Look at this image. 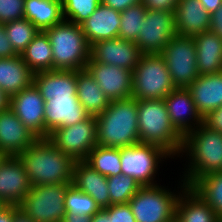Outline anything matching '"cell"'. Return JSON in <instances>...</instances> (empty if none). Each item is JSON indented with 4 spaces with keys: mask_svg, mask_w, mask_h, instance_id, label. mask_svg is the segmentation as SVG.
<instances>
[{
    "mask_svg": "<svg viewBox=\"0 0 222 222\" xmlns=\"http://www.w3.org/2000/svg\"><path fill=\"white\" fill-rule=\"evenodd\" d=\"M17 156L32 186L72 183L76 161L48 138H38Z\"/></svg>",
    "mask_w": 222,
    "mask_h": 222,
    "instance_id": "6da1fadb",
    "label": "cell"
},
{
    "mask_svg": "<svg viewBox=\"0 0 222 222\" xmlns=\"http://www.w3.org/2000/svg\"><path fill=\"white\" fill-rule=\"evenodd\" d=\"M137 103L133 97L113 100L95 116L97 146L123 148L140 143Z\"/></svg>",
    "mask_w": 222,
    "mask_h": 222,
    "instance_id": "7a4b0ae2",
    "label": "cell"
},
{
    "mask_svg": "<svg viewBox=\"0 0 222 222\" xmlns=\"http://www.w3.org/2000/svg\"><path fill=\"white\" fill-rule=\"evenodd\" d=\"M183 153L189 162L181 178L191 186L205 174L222 170V134L202 123L184 136Z\"/></svg>",
    "mask_w": 222,
    "mask_h": 222,
    "instance_id": "3957f363",
    "label": "cell"
},
{
    "mask_svg": "<svg viewBox=\"0 0 222 222\" xmlns=\"http://www.w3.org/2000/svg\"><path fill=\"white\" fill-rule=\"evenodd\" d=\"M137 111L140 143L157 145L179 157L184 136L171 123L164 99L138 100Z\"/></svg>",
    "mask_w": 222,
    "mask_h": 222,
    "instance_id": "277c9868",
    "label": "cell"
},
{
    "mask_svg": "<svg viewBox=\"0 0 222 222\" xmlns=\"http://www.w3.org/2000/svg\"><path fill=\"white\" fill-rule=\"evenodd\" d=\"M44 32L53 51V70H83L90 60L88 44L81 25L63 20Z\"/></svg>",
    "mask_w": 222,
    "mask_h": 222,
    "instance_id": "5b68a950",
    "label": "cell"
},
{
    "mask_svg": "<svg viewBox=\"0 0 222 222\" xmlns=\"http://www.w3.org/2000/svg\"><path fill=\"white\" fill-rule=\"evenodd\" d=\"M132 79L131 97L137 100L164 99L176 88L160 54H142Z\"/></svg>",
    "mask_w": 222,
    "mask_h": 222,
    "instance_id": "8992f818",
    "label": "cell"
},
{
    "mask_svg": "<svg viewBox=\"0 0 222 222\" xmlns=\"http://www.w3.org/2000/svg\"><path fill=\"white\" fill-rule=\"evenodd\" d=\"M180 181L179 192L158 184L141 186L128 202L136 221L170 222L175 219L177 199L187 186L182 179Z\"/></svg>",
    "mask_w": 222,
    "mask_h": 222,
    "instance_id": "52a82bcc",
    "label": "cell"
},
{
    "mask_svg": "<svg viewBox=\"0 0 222 222\" xmlns=\"http://www.w3.org/2000/svg\"><path fill=\"white\" fill-rule=\"evenodd\" d=\"M72 183L32 186L18 206L34 222H62L65 194Z\"/></svg>",
    "mask_w": 222,
    "mask_h": 222,
    "instance_id": "ba28073f",
    "label": "cell"
},
{
    "mask_svg": "<svg viewBox=\"0 0 222 222\" xmlns=\"http://www.w3.org/2000/svg\"><path fill=\"white\" fill-rule=\"evenodd\" d=\"M120 157L122 174L133 177L141 186L158 184L154 181L160 168L158 164L166 158L174 159L163 148L145 143L120 148Z\"/></svg>",
    "mask_w": 222,
    "mask_h": 222,
    "instance_id": "9c48e42d",
    "label": "cell"
},
{
    "mask_svg": "<svg viewBox=\"0 0 222 222\" xmlns=\"http://www.w3.org/2000/svg\"><path fill=\"white\" fill-rule=\"evenodd\" d=\"M160 55L165 60L176 88H188L199 76L193 37L174 36Z\"/></svg>",
    "mask_w": 222,
    "mask_h": 222,
    "instance_id": "30bf717a",
    "label": "cell"
},
{
    "mask_svg": "<svg viewBox=\"0 0 222 222\" xmlns=\"http://www.w3.org/2000/svg\"><path fill=\"white\" fill-rule=\"evenodd\" d=\"M48 139L75 161L85 160L97 145L96 117L89 115L74 125L59 127L49 134Z\"/></svg>",
    "mask_w": 222,
    "mask_h": 222,
    "instance_id": "8fae6325",
    "label": "cell"
},
{
    "mask_svg": "<svg viewBox=\"0 0 222 222\" xmlns=\"http://www.w3.org/2000/svg\"><path fill=\"white\" fill-rule=\"evenodd\" d=\"M176 35L174 11L147 10L136 44L142 54H160Z\"/></svg>",
    "mask_w": 222,
    "mask_h": 222,
    "instance_id": "7c38bea8",
    "label": "cell"
},
{
    "mask_svg": "<svg viewBox=\"0 0 222 222\" xmlns=\"http://www.w3.org/2000/svg\"><path fill=\"white\" fill-rule=\"evenodd\" d=\"M9 107L30 132L44 138L45 101L34 83L11 96Z\"/></svg>",
    "mask_w": 222,
    "mask_h": 222,
    "instance_id": "4fadbf2b",
    "label": "cell"
},
{
    "mask_svg": "<svg viewBox=\"0 0 222 222\" xmlns=\"http://www.w3.org/2000/svg\"><path fill=\"white\" fill-rule=\"evenodd\" d=\"M89 115L77 96H48L45 101L44 138H48L55 129L74 125Z\"/></svg>",
    "mask_w": 222,
    "mask_h": 222,
    "instance_id": "5bb4252c",
    "label": "cell"
},
{
    "mask_svg": "<svg viewBox=\"0 0 222 222\" xmlns=\"http://www.w3.org/2000/svg\"><path fill=\"white\" fill-rule=\"evenodd\" d=\"M85 69L110 101L131 97L132 71L100 62H88Z\"/></svg>",
    "mask_w": 222,
    "mask_h": 222,
    "instance_id": "9a60e30c",
    "label": "cell"
},
{
    "mask_svg": "<svg viewBox=\"0 0 222 222\" xmlns=\"http://www.w3.org/2000/svg\"><path fill=\"white\" fill-rule=\"evenodd\" d=\"M141 55L136 42L117 37L94 43L90 49L88 62L111 64L133 72Z\"/></svg>",
    "mask_w": 222,
    "mask_h": 222,
    "instance_id": "2e32d148",
    "label": "cell"
},
{
    "mask_svg": "<svg viewBox=\"0 0 222 222\" xmlns=\"http://www.w3.org/2000/svg\"><path fill=\"white\" fill-rule=\"evenodd\" d=\"M32 188L18 156H8L0 166V200L9 206H19Z\"/></svg>",
    "mask_w": 222,
    "mask_h": 222,
    "instance_id": "e0dca14e",
    "label": "cell"
},
{
    "mask_svg": "<svg viewBox=\"0 0 222 222\" xmlns=\"http://www.w3.org/2000/svg\"><path fill=\"white\" fill-rule=\"evenodd\" d=\"M164 101L171 123L183 136L203 123L187 88H175Z\"/></svg>",
    "mask_w": 222,
    "mask_h": 222,
    "instance_id": "ac0fdd59",
    "label": "cell"
},
{
    "mask_svg": "<svg viewBox=\"0 0 222 222\" xmlns=\"http://www.w3.org/2000/svg\"><path fill=\"white\" fill-rule=\"evenodd\" d=\"M37 139L10 107L0 111V150L9 156H17Z\"/></svg>",
    "mask_w": 222,
    "mask_h": 222,
    "instance_id": "d6986e66",
    "label": "cell"
},
{
    "mask_svg": "<svg viewBox=\"0 0 222 222\" xmlns=\"http://www.w3.org/2000/svg\"><path fill=\"white\" fill-rule=\"evenodd\" d=\"M120 22L119 11L100 3L97 9L80 25L91 47L98 41L117 38Z\"/></svg>",
    "mask_w": 222,
    "mask_h": 222,
    "instance_id": "ffe728a7",
    "label": "cell"
},
{
    "mask_svg": "<svg viewBox=\"0 0 222 222\" xmlns=\"http://www.w3.org/2000/svg\"><path fill=\"white\" fill-rule=\"evenodd\" d=\"M211 15L203 8L200 0H179L174 11L177 35L195 37L210 30Z\"/></svg>",
    "mask_w": 222,
    "mask_h": 222,
    "instance_id": "44dd1931",
    "label": "cell"
},
{
    "mask_svg": "<svg viewBox=\"0 0 222 222\" xmlns=\"http://www.w3.org/2000/svg\"><path fill=\"white\" fill-rule=\"evenodd\" d=\"M72 185L90 195L100 209L111 205L107 177L101 175L84 160L75 162Z\"/></svg>",
    "mask_w": 222,
    "mask_h": 222,
    "instance_id": "7402d4cb",
    "label": "cell"
},
{
    "mask_svg": "<svg viewBox=\"0 0 222 222\" xmlns=\"http://www.w3.org/2000/svg\"><path fill=\"white\" fill-rule=\"evenodd\" d=\"M187 89L202 118L222 106V72L199 75Z\"/></svg>",
    "mask_w": 222,
    "mask_h": 222,
    "instance_id": "603a6c76",
    "label": "cell"
},
{
    "mask_svg": "<svg viewBox=\"0 0 222 222\" xmlns=\"http://www.w3.org/2000/svg\"><path fill=\"white\" fill-rule=\"evenodd\" d=\"M177 222H222L198 193L186 186L180 193L175 210Z\"/></svg>",
    "mask_w": 222,
    "mask_h": 222,
    "instance_id": "cb8c5ba5",
    "label": "cell"
},
{
    "mask_svg": "<svg viewBox=\"0 0 222 222\" xmlns=\"http://www.w3.org/2000/svg\"><path fill=\"white\" fill-rule=\"evenodd\" d=\"M77 71L49 70L33 74V83L40 90L44 101L48 96H77Z\"/></svg>",
    "mask_w": 222,
    "mask_h": 222,
    "instance_id": "d4e9b609",
    "label": "cell"
},
{
    "mask_svg": "<svg viewBox=\"0 0 222 222\" xmlns=\"http://www.w3.org/2000/svg\"><path fill=\"white\" fill-rule=\"evenodd\" d=\"M193 39L199 75L222 72V39L210 30L196 35Z\"/></svg>",
    "mask_w": 222,
    "mask_h": 222,
    "instance_id": "484cf974",
    "label": "cell"
},
{
    "mask_svg": "<svg viewBox=\"0 0 222 222\" xmlns=\"http://www.w3.org/2000/svg\"><path fill=\"white\" fill-rule=\"evenodd\" d=\"M33 74L21 55L0 58V89L9 97L28 88Z\"/></svg>",
    "mask_w": 222,
    "mask_h": 222,
    "instance_id": "4316f807",
    "label": "cell"
},
{
    "mask_svg": "<svg viewBox=\"0 0 222 222\" xmlns=\"http://www.w3.org/2000/svg\"><path fill=\"white\" fill-rule=\"evenodd\" d=\"M76 87L78 100L90 115L96 116L109 106L110 100L86 69L77 70Z\"/></svg>",
    "mask_w": 222,
    "mask_h": 222,
    "instance_id": "83f0119b",
    "label": "cell"
},
{
    "mask_svg": "<svg viewBox=\"0 0 222 222\" xmlns=\"http://www.w3.org/2000/svg\"><path fill=\"white\" fill-rule=\"evenodd\" d=\"M24 18L44 31L63 19L62 0H25Z\"/></svg>",
    "mask_w": 222,
    "mask_h": 222,
    "instance_id": "f1b7e54d",
    "label": "cell"
},
{
    "mask_svg": "<svg viewBox=\"0 0 222 222\" xmlns=\"http://www.w3.org/2000/svg\"><path fill=\"white\" fill-rule=\"evenodd\" d=\"M21 57L33 73L53 70V51L47 34L39 31Z\"/></svg>",
    "mask_w": 222,
    "mask_h": 222,
    "instance_id": "f546056e",
    "label": "cell"
},
{
    "mask_svg": "<svg viewBox=\"0 0 222 222\" xmlns=\"http://www.w3.org/2000/svg\"><path fill=\"white\" fill-rule=\"evenodd\" d=\"M190 187L222 219V171L205 174L198 178Z\"/></svg>",
    "mask_w": 222,
    "mask_h": 222,
    "instance_id": "4dcf8cb0",
    "label": "cell"
},
{
    "mask_svg": "<svg viewBox=\"0 0 222 222\" xmlns=\"http://www.w3.org/2000/svg\"><path fill=\"white\" fill-rule=\"evenodd\" d=\"M84 161L106 177L122 174L120 148L96 145Z\"/></svg>",
    "mask_w": 222,
    "mask_h": 222,
    "instance_id": "1f68e13d",
    "label": "cell"
},
{
    "mask_svg": "<svg viewBox=\"0 0 222 222\" xmlns=\"http://www.w3.org/2000/svg\"><path fill=\"white\" fill-rule=\"evenodd\" d=\"M4 27L11 45L18 55H21L40 31L31 21L25 18L5 23Z\"/></svg>",
    "mask_w": 222,
    "mask_h": 222,
    "instance_id": "d6a6232c",
    "label": "cell"
},
{
    "mask_svg": "<svg viewBox=\"0 0 222 222\" xmlns=\"http://www.w3.org/2000/svg\"><path fill=\"white\" fill-rule=\"evenodd\" d=\"M147 9L142 3L133 5L120 12V26L118 37L122 40L136 42Z\"/></svg>",
    "mask_w": 222,
    "mask_h": 222,
    "instance_id": "836d02e7",
    "label": "cell"
},
{
    "mask_svg": "<svg viewBox=\"0 0 222 222\" xmlns=\"http://www.w3.org/2000/svg\"><path fill=\"white\" fill-rule=\"evenodd\" d=\"M111 205L126 204L139 190L141 185L125 174L107 177Z\"/></svg>",
    "mask_w": 222,
    "mask_h": 222,
    "instance_id": "e575fe53",
    "label": "cell"
},
{
    "mask_svg": "<svg viewBox=\"0 0 222 222\" xmlns=\"http://www.w3.org/2000/svg\"><path fill=\"white\" fill-rule=\"evenodd\" d=\"M65 211L79 215H94L100 208L88 194L81 192L74 185H70L65 194Z\"/></svg>",
    "mask_w": 222,
    "mask_h": 222,
    "instance_id": "d590c367",
    "label": "cell"
},
{
    "mask_svg": "<svg viewBox=\"0 0 222 222\" xmlns=\"http://www.w3.org/2000/svg\"><path fill=\"white\" fill-rule=\"evenodd\" d=\"M100 3L101 0H62L63 19L80 25Z\"/></svg>",
    "mask_w": 222,
    "mask_h": 222,
    "instance_id": "8d00e7d4",
    "label": "cell"
},
{
    "mask_svg": "<svg viewBox=\"0 0 222 222\" xmlns=\"http://www.w3.org/2000/svg\"><path fill=\"white\" fill-rule=\"evenodd\" d=\"M25 0H0V23L24 18Z\"/></svg>",
    "mask_w": 222,
    "mask_h": 222,
    "instance_id": "74e56055",
    "label": "cell"
},
{
    "mask_svg": "<svg viewBox=\"0 0 222 222\" xmlns=\"http://www.w3.org/2000/svg\"><path fill=\"white\" fill-rule=\"evenodd\" d=\"M110 222H137L129 203L110 205Z\"/></svg>",
    "mask_w": 222,
    "mask_h": 222,
    "instance_id": "f35d334b",
    "label": "cell"
},
{
    "mask_svg": "<svg viewBox=\"0 0 222 222\" xmlns=\"http://www.w3.org/2000/svg\"><path fill=\"white\" fill-rule=\"evenodd\" d=\"M203 124L211 130L222 134V106L203 117Z\"/></svg>",
    "mask_w": 222,
    "mask_h": 222,
    "instance_id": "ab89813d",
    "label": "cell"
},
{
    "mask_svg": "<svg viewBox=\"0 0 222 222\" xmlns=\"http://www.w3.org/2000/svg\"><path fill=\"white\" fill-rule=\"evenodd\" d=\"M179 0H142L147 10L175 11Z\"/></svg>",
    "mask_w": 222,
    "mask_h": 222,
    "instance_id": "60d3db41",
    "label": "cell"
},
{
    "mask_svg": "<svg viewBox=\"0 0 222 222\" xmlns=\"http://www.w3.org/2000/svg\"><path fill=\"white\" fill-rule=\"evenodd\" d=\"M18 55L12 47L6 35L4 24L0 23V58H7Z\"/></svg>",
    "mask_w": 222,
    "mask_h": 222,
    "instance_id": "b9f144b4",
    "label": "cell"
},
{
    "mask_svg": "<svg viewBox=\"0 0 222 222\" xmlns=\"http://www.w3.org/2000/svg\"><path fill=\"white\" fill-rule=\"evenodd\" d=\"M141 2L142 0H101L103 5L113 8L119 12H122L128 7L137 5Z\"/></svg>",
    "mask_w": 222,
    "mask_h": 222,
    "instance_id": "7bdbcfd3",
    "label": "cell"
},
{
    "mask_svg": "<svg viewBox=\"0 0 222 222\" xmlns=\"http://www.w3.org/2000/svg\"><path fill=\"white\" fill-rule=\"evenodd\" d=\"M210 31L222 39V5L211 14Z\"/></svg>",
    "mask_w": 222,
    "mask_h": 222,
    "instance_id": "ee69618b",
    "label": "cell"
},
{
    "mask_svg": "<svg viewBox=\"0 0 222 222\" xmlns=\"http://www.w3.org/2000/svg\"><path fill=\"white\" fill-rule=\"evenodd\" d=\"M18 210V206L6 205L2 210H0V222H13L14 215Z\"/></svg>",
    "mask_w": 222,
    "mask_h": 222,
    "instance_id": "f6af8a7d",
    "label": "cell"
},
{
    "mask_svg": "<svg viewBox=\"0 0 222 222\" xmlns=\"http://www.w3.org/2000/svg\"><path fill=\"white\" fill-rule=\"evenodd\" d=\"M91 222H110V206L99 209L91 216Z\"/></svg>",
    "mask_w": 222,
    "mask_h": 222,
    "instance_id": "bcb514c9",
    "label": "cell"
},
{
    "mask_svg": "<svg viewBox=\"0 0 222 222\" xmlns=\"http://www.w3.org/2000/svg\"><path fill=\"white\" fill-rule=\"evenodd\" d=\"M200 2L210 15L222 5V0H200Z\"/></svg>",
    "mask_w": 222,
    "mask_h": 222,
    "instance_id": "7dc6e473",
    "label": "cell"
},
{
    "mask_svg": "<svg viewBox=\"0 0 222 222\" xmlns=\"http://www.w3.org/2000/svg\"><path fill=\"white\" fill-rule=\"evenodd\" d=\"M62 222H91V216L66 212Z\"/></svg>",
    "mask_w": 222,
    "mask_h": 222,
    "instance_id": "c3c4849f",
    "label": "cell"
},
{
    "mask_svg": "<svg viewBox=\"0 0 222 222\" xmlns=\"http://www.w3.org/2000/svg\"><path fill=\"white\" fill-rule=\"evenodd\" d=\"M10 97L0 89V111L9 107Z\"/></svg>",
    "mask_w": 222,
    "mask_h": 222,
    "instance_id": "681fc988",
    "label": "cell"
},
{
    "mask_svg": "<svg viewBox=\"0 0 222 222\" xmlns=\"http://www.w3.org/2000/svg\"><path fill=\"white\" fill-rule=\"evenodd\" d=\"M13 222H34L31 218L25 215L21 210H18L14 215Z\"/></svg>",
    "mask_w": 222,
    "mask_h": 222,
    "instance_id": "f907efd6",
    "label": "cell"
},
{
    "mask_svg": "<svg viewBox=\"0 0 222 222\" xmlns=\"http://www.w3.org/2000/svg\"><path fill=\"white\" fill-rule=\"evenodd\" d=\"M8 156L9 155L5 151L0 150V166L3 164Z\"/></svg>",
    "mask_w": 222,
    "mask_h": 222,
    "instance_id": "816d5d0a",
    "label": "cell"
},
{
    "mask_svg": "<svg viewBox=\"0 0 222 222\" xmlns=\"http://www.w3.org/2000/svg\"><path fill=\"white\" fill-rule=\"evenodd\" d=\"M5 206H6V204L0 200V210H2Z\"/></svg>",
    "mask_w": 222,
    "mask_h": 222,
    "instance_id": "f5cc1de1",
    "label": "cell"
}]
</instances>
